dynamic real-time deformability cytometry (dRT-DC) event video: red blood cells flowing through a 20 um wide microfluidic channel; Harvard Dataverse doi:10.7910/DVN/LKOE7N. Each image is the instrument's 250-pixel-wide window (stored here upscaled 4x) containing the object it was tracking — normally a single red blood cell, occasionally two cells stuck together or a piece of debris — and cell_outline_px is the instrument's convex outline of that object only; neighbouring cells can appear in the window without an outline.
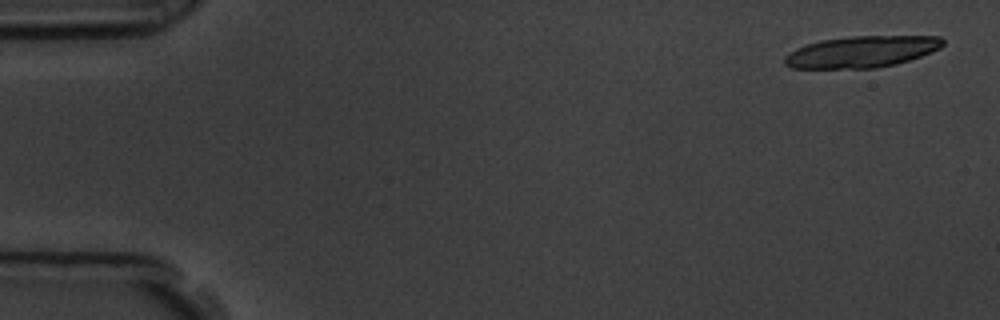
{"species": "common noctule bat (a hibernating species)", "species_latin": "Nyctalus noctula", "temperature_condition": "room temperature", "stored_images_in_passage": 5, "camera_frame_rate_fps": 3000, "um_per_image_px": 0.085, "animal": {"sex": "male", "body_mass_g": 19.5, "forearm_length_mm": 54.6}, "frame": {"image": 1, "passage_image": 1, "time_ms": 0.0, "image_size_px": [1000, 320], "cell_outline_px": [[944, 44], [940, 48], [920, 56], [896, 64], [876, 68], [792, 68], [784, 64], [784, 56], [796, 48], [820, 40], [852, 36], [940, 36], [944, 40]], "centroid_in_image_um": [73.23, 4.39], "position_along_channel_um": 11.8, "area_um2": 28.96}}